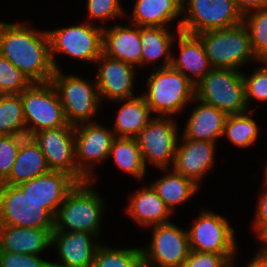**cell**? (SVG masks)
<instances>
[{"mask_svg": "<svg viewBox=\"0 0 267 267\" xmlns=\"http://www.w3.org/2000/svg\"><path fill=\"white\" fill-rule=\"evenodd\" d=\"M20 96L25 123L38 132L68 125L60 97L51 81L33 82Z\"/></svg>", "mask_w": 267, "mask_h": 267, "instance_id": "obj_11", "label": "cell"}, {"mask_svg": "<svg viewBox=\"0 0 267 267\" xmlns=\"http://www.w3.org/2000/svg\"><path fill=\"white\" fill-rule=\"evenodd\" d=\"M267 68V57L260 61Z\"/></svg>", "mask_w": 267, "mask_h": 267, "instance_id": "obj_47", "label": "cell"}, {"mask_svg": "<svg viewBox=\"0 0 267 267\" xmlns=\"http://www.w3.org/2000/svg\"><path fill=\"white\" fill-rule=\"evenodd\" d=\"M95 63L98 64L95 81L101 104L104 100L111 102L135 97L136 67L103 53Z\"/></svg>", "mask_w": 267, "mask_h": 267, "instance_id": "obj_16", "label": "cell"}, {"mask_svg": "<svg viewBox=\"0 0 267 267\" xmlns=\"http://www.w3.org/2000/svg\"><path fill=\"white\" fill-rule=\"evenodd\" d=\"M181 267H231V262L222 254L190 250Z\"/></svg>", "mask_w": 267, "mask_h": 267, "instance_id": "obj_39", "label": "cell"}, {"mask_svg": "<svg viewBox=\"0 0 267 267\" xmlns=\"http://www.w3.org/2000/svg\"><path fill=\"white\" fill-rule=\"evenodd\" d=\"M212 68L240 70L250 61L258 62L247 26L209 30L197 34Z\"/></svg>", "mask_w": 267, "mask_h": 267, "instance_id": "obj_4", "label": "cell"}, {"mask_svg": "<svg viewBox=\"0 0 267 267\" xmlns=\"http://www.w3.org/2000/svg\"><path fill=\"white\" fill-rule=\"evenodd\" d=\"M263 183L267 184V164L264 167V179H263Z\"/></svg>", "mask_w": 267, "mask_h": 267, "instance_id": "obj_46", "label": "cell"}, {"mask_svg": "<svg viewBox=\"0 0 267 267\" xmlns=\"http://www.w3.org/2000/svg\"><path fill=\"white\" fill-rule=\"evenodd\" d=\"M149 228L152 240L141 246L145 267H181L190 252L188 230L174 222Z\"/></svg>", "mask_w": 267, "mask_h": 267, "instance_id": "obj_12", "label": "cell"}, {"mask_svg": "<svg viewBox=\"0 0 267 267\" xmlns=\"http://www.w3.org/2000/svg\"><path fill=\"white\" fill-rule=\"evenodd\" d=\"M26 124L20 94H0V135Z\"/></svg>", "mask_w": 267, "mask_h": 267, "instance_id": "obj_34", "label": "cell"}, {"mask_svg": "<svg viewBox=\"0 0 267 267\" xmlns=\"http://www.w3.org/2000/svg\"><path fill=\"white\" fill-rule=\"evenodd\" d=\"M18 150L9 135H0V184L9 177Z\"/></svg>", "mask_w": 267, "mask_h": 267, "instance_id": "obj_40", "label": "cell"}, {"mask_svg": "<svg viewBox=\"0 0 267 267\" xmlns=\"http://www.w3.org/2000/svg\"><path fill=\"white\" fill-rule=\"evenodd\" d=\"M53 228L0 225V251L37 255L51 247Z\"/></svg>", "mask_w": 267, "mask_h": 267, "instance_id": "obj_23", "label": "cell"}, {"mask_svg": "<svg viewBox=\"0 0 267 267\" xmlns=\"http://www.w3.org/2000/svg\"><path fill=\"white\" fill-rule=\"evenodd\" d=\"M77 181L63 172L49 171L17 185L34 201L40 202L53 217Z\"/></svg>", "mask_w": 267, "mask_h": 267, "instance_id": "obj_19", "label": "cell"}, {"mask_svg": "<svg viewBox=\"0 0 267 267\" xmlns=\"http://www.w3.org/2000/svg\"><path fill=\"white\" fill-rule=\"evenodd\" d=\"M179 133L173 117L153 116L136 137L145 166L150 163L159 169L172 168Z\"/></svg>", "mask_w": 267, "mask_h": 267, "instance_id": "obj_10", "label": "cell"}, {"mask_svg": "<svg viewBox=\"0 0 267 267\" xmlns=\"http://www.w3.org/2000/svg\"><path fill=\"white\" fill-rule=\"evenodd\" d=\"M141 38V68L147 64L154 66L158 59H162L160 66L153 68H165L171 66V48L176 41L175 33L169 27H140Z\"/></svg>", "mask_w": 267, "mask_h": 267, "instance_id": "obj_27", "label": "cell"}, {"mask_svg": "<svg viewBox=\"0 0 267 267\" xmlns=\"http://www.w3.org/2000/svg\"><path fill=\"white\" fill-rule=\"evenodd\" d=\"M178 35L179 55L171 57V67L181 72L195 86L212 69L204 46L197 35L183 31Z\"/></svg>", "mask_w": 267, "mask_h": 267, "instance_id": "obj_21", "label": "cell"}, {"mask_svg": "<svg viewBox=\"0 0 267 267\" xmlns=\"http://www.w3.org/2000/svg\"><path fill=\"white\" fill-rule=\"evenodd\" d=\"M235 260L231 262V267H235ZM244 267H267V254L255 252L253 258Z\"/></svg>", "mask_w": 267, "mask_h": 267, "instance_id": "obj_44", "label": "cell"}, {"mask_svg": "<svg viewBox=\"0 0 267 267\" xmlns=\"http://www.w3.org/2000/svg\"><path fill=\"white\" fill-rule=\"evenodd\" d=\"M180 16L182 0H136L131 21L139 27H168Z\"/></svg>", "mask_w": 267, "mask_h": 267, "instance_id": "obj_26", "label": "cell"}, {"mask_svg": "<svg viewBox=\"0 0 267 267\" xmlns=\"http://www.w3.org/2000/svg\"><path fill=\"white\" fill-rule=\"evenodd\" d=\"M0 55L33 82L52 80L55 69L47 30H36L28 23L0 21Z\"/></svg>", "mask_w": 267, "mask_h": 267, "instance_id": "obj_1", "label": "cell"}, {"mask_svg": "<svg viewBox=\"0 0 267 267\" xmlns=\"http://www.w3.org/2000/svg\"><path fill=\"white\" fill-rule=\"evenodd\" d=\"M165 173L162 177L149 183L174 214L175 207L189 201L199 190L191 179L175 172L172 168L158 169Z\"/></svg>", "mask_w": 267, "mask_h": 267, "instance_id": "obj_28", "label": "cell"}, {"mask_svg": "<svg viewBox=\"0 0 267 267\" xmlns=\"http://www.w3.org/2000/svg\"><path fill=\"white\" fill-rule=\"evenodd\" d=\"M50 55L55 70H61L55 55L66 54L76 60L95 61L102 54L103 26L83 22L58 29L47 30Z\"/></svg>", "mask_w": 267, "mask_h": 267, "instance_id": "obj_8", "label": "cell"}, {"mask_svg": "<svg viewBox=\"0 0 267 267\" xmlns=\"http://www.w3.org/2000/svg\"><path fill=\"white\" fill-rule=\"evenodd\" d=\"M92 267H145L141 247L112 248L98 246Z\"/></svg>", "mask_w": 267, "mask_h": 267, "instance_id": "obj_32", "label": "cell"}, {"mask_svg": "<svg viewBox=\"0 0 267 267\" xmlns=\"http://www.w3.org/2000/svg\"><path fill=\"white\" fill-rule=\"evenodd\" d=\"M40 255L0 251V267H51V261L44 260Z\"/></svg>", "mask_w": 267, "mask_h": 267, "instance_id": "obj_38", "label": "cell"}, {"mask_svg": "<svg viewBox=\"0 0 267 267\" xmlns=\"http://www.w3.org/2000/svg\"><path fill=\"white\" fill-rule=\"evenodd\" d=\"M0 225L54 228V217L17 185L0 184Z\"/></svg>", "mask_w": 267, "mask_h": 267, "instance_id": "obj_13", "label": "cell"}, {"mask_svg": "<svg viewBox=\"0 0 267 267\" xmlns=\"http://www.w3.org/2000/svg\"><path fill=\"white\" fill-rule=\"evenodd\" d=\"M182 16L175 31L194 35L237 26L244 18L233 0H182Z\"/></svg>", "mask_w": 267, "mask_h": 267, "instance_id": "obj_7", "label": "cell"}, {"mask_svg": "<svg viewBox=\"0 0 267 267\" xmlns=\"http://www.w3.org/2000/svg\"><path fill=\"white\" fill-rule=\"evenodd\" d=\"M263 189L259 193V199L256 207V212L254 215V220L252 221V230L256 233L263 225L267 224V184L263 183Z\"/></svg>", "mask_w": 267, "mask_h": 267, "instance_id": "obj_42", "label": "cell"}, {"mask_svg": "<svg viewBox=\"0 0 267 267\" xmlns=\"http://www.w3.org/2000/svg\"><path fill=\"white\" fill-rule=\"evenodd\" d=\"M114 164L136 180H141L147 173L136 138L115 137L109 157Z\"/></svg>", "mask_w": 267, "mask_h": 267, "instance_id": "obj_30", "label": "cell"}, {"mask_svg": "<svg viewBox=\"0 0 267 267\" xmlns=\"http://www.w3.org/2000/svg\"><path fill=\"white\" fill-rule=\"evenodd\" d=\"M194 104L196 106L189 113V118L186 120L181 136L186 139L213 141L216 143L217 139L223 136L227 114L214 106L203 103L197 98H194L190 105Z\"/></svg>", "mask_w": 267, "mask_h": 267, "instance_id": "obj_22", "label": "cell"}, {"mask_svg": "<svg viewBox=\"0 0 267 267\" xmlns=\"http://www.w3.org/2000/svg\"><path fill=\"white\" fill-rule=\"evenodd\" d=\"M97 238L95 234L82 231H52L51 246H56L58 261H52L51 267H92L101 244Z\"/></svg>", "mask_w": 267, "mask_h": 267, "instance_id": "obj_18", "label": "cell"}, {"mask_svg": "<svg viewBox=\"0 0 267 267\" xmlns=\"http://www.w3.org/2000/svg\"><path fill=\"white\" fill-rule=\"evenodd\" d=\"M49 171L46 158L38 145L19 149L11 173L2 184L19 185Z\"/></svg>", "mask_w": 267, "mask_h": 267, "instance_id": "obj_29", "label": "cell"}, {"mask_svg": "<svg viewBox=\"0 0 267 267\" xmlns=\"http://www.w3.org/2000/svg\"><path fill=\"white\" fill-rule=\"evenodd\" d=\"M127 215L143 228L170 223L171 211L151 185L139 188L129 196Z\"/></svg>", "mask_w": 267, "mask_h": 267, "instance_id": "obj_24", "label": "cell"}, {"mask_svg": "<svg viewBox=\"0 0 267 267\" xmlns=\"http://www.w3.org/2000/svg\"><path fill=\"white\" fill-rule=\"evenodd\" d=\"M216 144L179 137L172 169L199 186L204 176L214 168Z\"/></svg>", "mask_w": 267, "mask_h": 267, "instance_id": "obj_17", "label": "cell"}, {"mask_svg": "<svg viewBox=\"0 0 267 267\" xmlns=\"http://www.w3.org/2000/svg\"><path fill=\"white\" fill-rule=\"evenodd\" d=\"M33 81L0 55V94H21Z\"/></svg>", "mask_w": 267, "mask_h": 267, "instance_id": "obj_35", "label": "cell"}, {"mask_svg": "<svg viewBox=\"0 0 267 267\" xmlns=\"http://www.w3.org/2000/svg\"><path fill=\"white\" fill-rule=\"evenodd\" d=\"M86 7L88 13V23L96 25V21L116 20V18L123 17L125 12L120 0H86ZM93 21H95L93 23Z\"/></svg>", "mask_w": 267, "mask_h": 267, "instance_id": "obj_37", "label": "cell"}, {"mask_svg": "<svg viewBox=\"0 0 267 267\" xmlns=\"http://www.w3.org/2000/svg\"><path fill=\"white\" fill-rule=\"evenodd\" d=\"M243 23L249 30L253 52L260 62L267 57V8L246 13Z\"/></svg>", "mask_w": 267, "mask_h": 267, "instance_id": "obj_33", "label": "cell"}, {"mask_svg": "<svg viewBox=\"0 0 267 267\" xmlns=\"http://www.w3.org/2000/svg\"><path fill=\"white\" fill-rule=\"evenodd\" d=\"M112 102L122 104L111 129L115 137L136 138L153 118L141 94Z\"/></svg>", "mask_w": 267, "mask_h": 267, "instance_id": "obj_25", "label": "cell"}, {"mask_svg": "<svg viewBox=\"0 0 267 267\" xmlns=\"http://www.w3.org/2000/svg\"><path fill=\"white\" fill-rule=\"evenodd\" d=\"M240 10L245 15L248 12L258 10L261 8H267V0H233Z\"/></svg>", "mask_w": 267, "mask_h": 267, "instance_id": "obj_43", "label": "cell"}, {"mask_svg": "<svg viewBox=\"0 0 267 267\" xmlns=\"http://www.w3.org/2000/svg\"><path fill=\"white\" fill-rule=\"evenodd\" d=\"M146 91L141 95L154 116H170L183 112L195 98V85L174 68H152Z\"/></svg>", "mask_w": 267, "mask_h": 267, "instance_id": "obj_3", "label": "cell"}, {"mask_svg": "<svg viewBox=\"0 0 267 267\" xmlns=\"http://www.w3.org/2000/svg\"><path fill=\"white\" fill-rule=\"evenodd\" d=\"M93 185V180H87L70 191L55 214L53 231H82L100 236L105 205Z\"/></svg>", "mask_w": 267, "mask_h": 267, "instance_id": "obj_2", "label": "cell"}, {"mask_svg": "<svg viewBox=\"0 0 267 267\" xmlns=\"http://www.w3.org/2000/svg\"><path fill=\"white\" fill-rule=\"evenodd\" d=\"M140 27L134 24L103 26L102 53L141 69Z\"/></svg>", "mask_w": 267, "mask_h": 267, "instance_id": "obj_20", "label": "cell"}, {"mask_svg": "<svg viewBox=\"0 0 267 267\" xmlns=\"http://www.w3.org/2000/svg\"><path fill=\"white\" fill-rule=\"evenodd\" d=\"M37 145L44 154L50 171L66 173L78 183L88 180L77 169L73 125L39 131Z\"/></svg>", "mask_w": 267, "mask_h": 267, "instance_id": "obj_15", "label": "cell"}, {"mask_svg": "<svg viewBox=\"0 0 267 267\" xmlns=\"http://www.w3.org/2000/svg\"><path fill=\"white\" fill-rule=\"evenodd\" d=\"M195 98L227 115L249 110L240 70L212 68L195 86Z\"/></svg>", "mask_w": 267, "mask_h": 267, "instance_id": "obj_6", "label": "cell"}, {"mask_svg": "<svg viewBox=\"0 0 267 267\" xmlns=\"http://www.w3.org/2000/svg\"><path fill=\"white\" fill-rule=\"evenodd\" d=\"M254 110L227 115L223 136L239 148H248L259 138V126L252 117Z\"/></svg>", "mask_w": 267, "mask_h": 267, "instance_id": "obj_31", "label": "cell"}, {"mask_svg": "<svg viewBox=\"0 0 267 267\" xmlns=\"http://www.w3.org/2000/svg\"><path fill=\"white\" fill-rule=\"evenodd\" d=\"M9 137L17 149L28 148L37 145L38 131L32 126L24 124L12 130Z\"/></svg>", "mask_w": 267, "mask_h": 267, "instance_id": "obj_41", "label": "cell"}, {"mask_svg": "<svg viewBox=\"0 0 267 267\" xmlns=\"http://www.w3.org/2000/svg\"><path fill=\"white\" fill-rule=\"evenodd\" d=\"M51 82L58 92L68 124L96 122L94 118L102 104L95 78L92 82L76 74H64L61 69L54 71Z\"/></svg>", "mask_w": 267, "mask_h": 267, "instance_id": "obj_5", "label": "cell"}, {"mask_svg": "<svg viewBox=\"0 0 267 267\" xmlns=\"http://www.w3.org/2000/svg\"><path fill=\"white\" fill-rule=\"evenodd\" d=\"M256 237L259 239L260 247L257 252L267 254V224L263 225L257 232Z\"/></svg>", "mask_w": 267, "mask_h": 267, "instance_id": "obj_45", "label": "cell"}, {"mask_svg": "<svg viewBox=\"0 0 267 267\" xmlns=\"http://www.w3.org/2000/svg\"><path fill=\"white\" fill-rule=\"evenodd\" d=\"M89 122L74 126L75 160L77 169L88 179L96 182L95 164L109 159L114 132L102 123Z\"/></svg>", "mask_w": 267, "mask_h": 267, "instance_id": "obj_14", "label": "cell"}, {"mask_svg": "<svg viewBox=\"0 0 267 267\" xmlns=\"http://www.w3.org/2000/svg\"><path fill=\"white\" fill-rule=\"evenodd\" d=\"M193 220V225L188 229L190 250L222 254L232 262L238 244L229 220L212 210L202 208L198 218Z\"/></svg>", "mask_w": 267, "mask_h": 267, "instance_id": "obj_9", "label": "cell"}, {"mask_svg": "<svg viewBox=\"0 0 267 267\" xmlns=\"http://www.w3.org/2000/svg\"><path fill=\"white\" fill-rule=\"evenodd\" d=\"M260 65L253 70L250 76H246L243 72L244 84H245V94L246 102L249 110H254L251 108V102H267V68L259 62Z\"/></svg>", "mask_w": 267, "mask_h": 267, "instance_id": "obj_36", "label": "cell"}]
</instances>
